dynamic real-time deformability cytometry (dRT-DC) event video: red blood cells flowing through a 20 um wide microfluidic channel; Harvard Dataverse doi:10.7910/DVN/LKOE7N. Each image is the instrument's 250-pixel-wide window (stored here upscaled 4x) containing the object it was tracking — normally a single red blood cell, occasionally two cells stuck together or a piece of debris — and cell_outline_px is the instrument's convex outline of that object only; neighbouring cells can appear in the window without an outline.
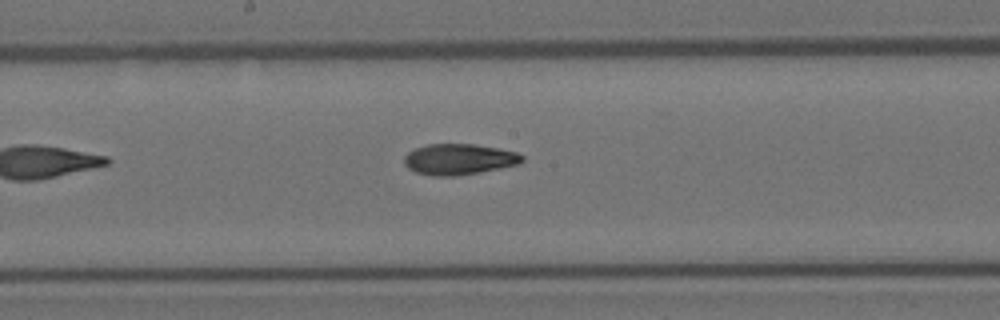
{"species": "Egyptian fruit bat (a non-hibernating species)", "species_latin": "Rousettus aegyptiacus", "temperature_condition": "room temperature", "stored_images_in_passage": 8, "camera_frame_rate_fps": 3000, "um_per_image_px": 0.085, "animal": {"sex": "female"}, "frame": {"image": 1, "passage_image": 8, "time_ms": 2.333, "image_size_px": [1000, 320], "cell_outline_px": [[524, 160], [520, 164], [480, 172], [456, 176], [432, 176], [416, 172], [408, 168], [404, 164], [404, 156], [408, 152], [416, 148], [428, 144], [472, 144], [500, 148], [516, 152], [524, 156]], "centroid_in_image_um": [39.02, 13.54], "position_along_channel_um": 209.2, "area_um2": 21.33}}